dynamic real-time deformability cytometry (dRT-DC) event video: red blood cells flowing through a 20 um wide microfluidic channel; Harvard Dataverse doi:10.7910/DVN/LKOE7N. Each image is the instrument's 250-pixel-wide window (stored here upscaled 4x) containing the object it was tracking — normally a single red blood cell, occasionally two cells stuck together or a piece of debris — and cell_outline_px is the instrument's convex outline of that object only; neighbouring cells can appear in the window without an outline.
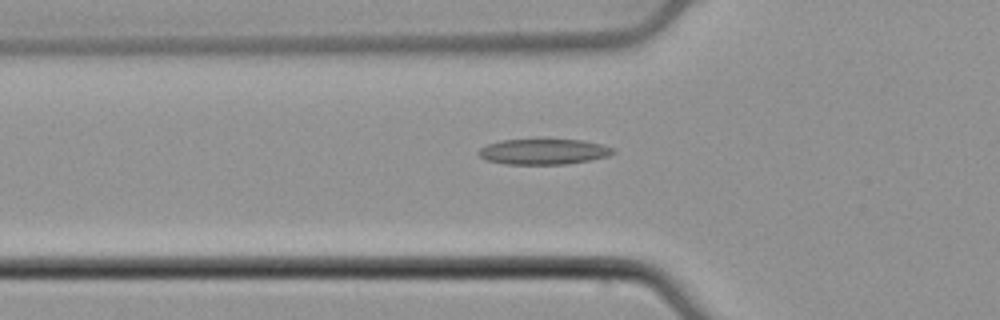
{"species": "common noctule bat (a hibernating species)", "species_latin": "Nyctalus noctula", "temperature_condition": "cold", "stored_images_in_passage": 42, "camera_frame_rate_fps": 3000, "um_per_image_px": 0.085, "animal": {"sex": "male", "body_mass_g": 21.5, "forearm_length_mm": 52.0}, "frame": {"image": 1, "passage_image": 7, "time_ms": 2.0, "image_size_px": [1000, 320], "cell_outline_px": [[616, 152], [608, 156], [592, 160], [564, 164], [504, 164], [484, 160], [476, 152], [480, 148], [488, 144], [500, 140], [536, 136], [584, 140], [600, 144], [612, 148]], "centroid_in_image_um": [46.16, 12.83], "position_along_channel_um": 79.6, "area_um2": 21.21}}
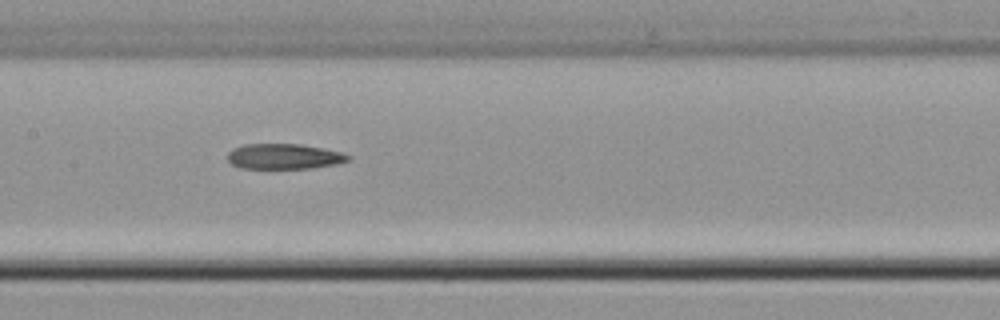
{"frame": {"image": 2, "passage_image": 15, "time_ms": 4.667, "image_size_px": [1000, 320], "cell_outline_px": [[352, 156], [348, 160], [336, 164], [312, 168], [240, 168], [232, 164], [228, 160], [228, 152], [232, 148], [244, 144], [300, 144], [324, 148], [340, 152]], "centroid_in_image_um": [24.13, 13.29], "position_along_channel_um": 183.3, "area_um2": 17.8}}
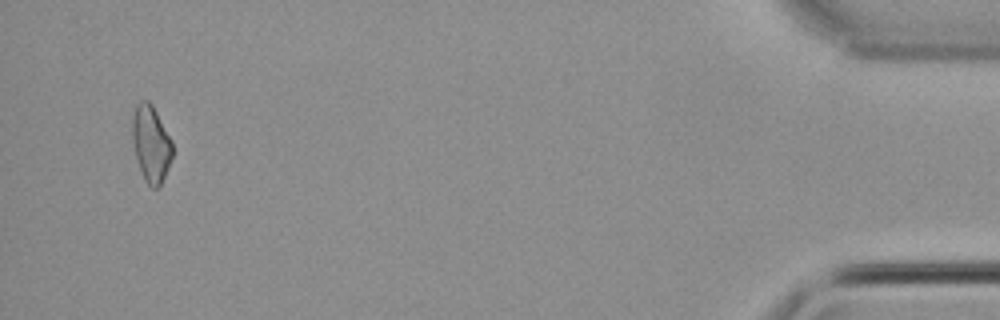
{"frame": {"image": 3, "passage_image": 40, "time_ms": 13.0, "image_size_px": [1000, 320], "cell_outline_px": [[172, 156], [160, 188], [152, 188], [144, 180], [132, 144], [132, 116], [136, 104], [140, 100], [148, 100], [152, 104], [172, 140]], "centroid_in_image_um": [12.82, 12.2], "position_along_channel_um": 422.4, "area_um2": 17.98}}